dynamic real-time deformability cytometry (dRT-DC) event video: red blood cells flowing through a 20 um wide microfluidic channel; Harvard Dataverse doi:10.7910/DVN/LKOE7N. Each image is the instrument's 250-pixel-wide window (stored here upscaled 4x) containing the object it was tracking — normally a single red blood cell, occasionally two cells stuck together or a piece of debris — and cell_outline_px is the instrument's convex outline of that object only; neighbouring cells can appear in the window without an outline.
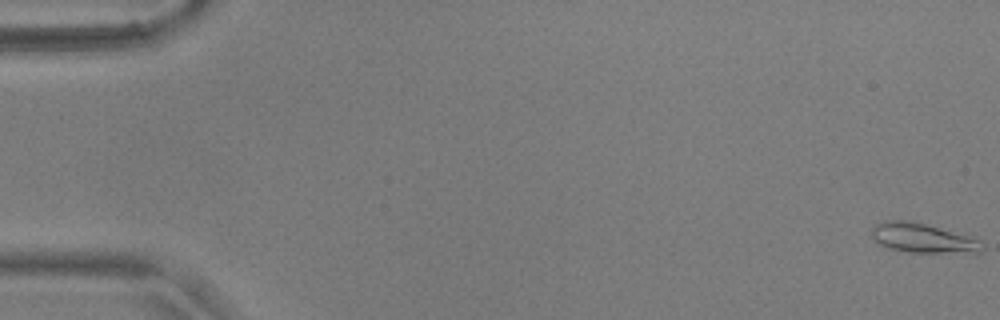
{"species": "common noctule bat (a hibernating species)", "species_latin": "Nyctalus noctula", "temperature_condition": "warm", "stored_images_in_passage": 57, "camera_frame_rate_fps": 3000, "um_per_image_px": 0.085, "animal": {"sex": "male", "body_mass_g": 17.9, "forearm_length_mm": 54.2}, "frame": {"image": 1, "passage_image": 1, "time_ms": 0.0, "image_size_px": [1000, 320], "cell_outline_px": [[984, 252], [908, 252], [888, 248], [880, 244], [872, 236], [872, 228], [880, 220], [908, 220], [924, 224], [964, 236], [976, 240], [984, 248]], "centroid_in_image_um": [78.32, 20.23], "position_along_channel_um": 6.7, "area_um2": 18.26}}
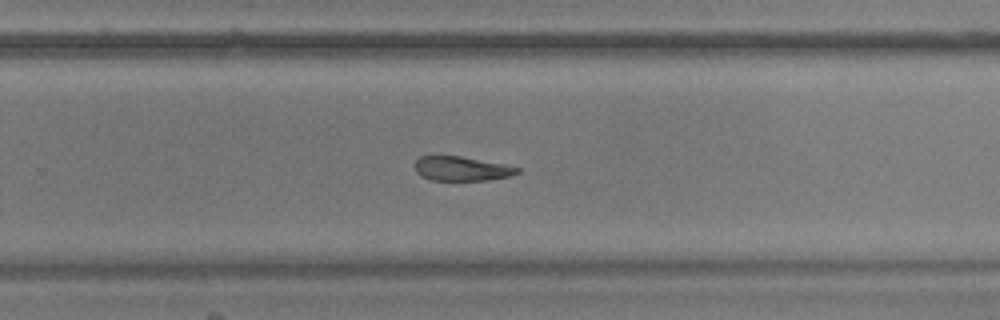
{"frame": {"image": 2, "passage_image": 37, "time_ms": 12.0, "image_size_px": [1000, 320], "cell_outline_px": [[520, 172], [512, 176], [488, 180], [428, 180], [420, 176], [416, 172], [416, 160], [420, 156], [460, 156], [504, 164], [520, 168]], "centroid_in_image_um": [39.25, 14.34], "position_along_channel_um": 290.6, "area_um2": 14.57}}
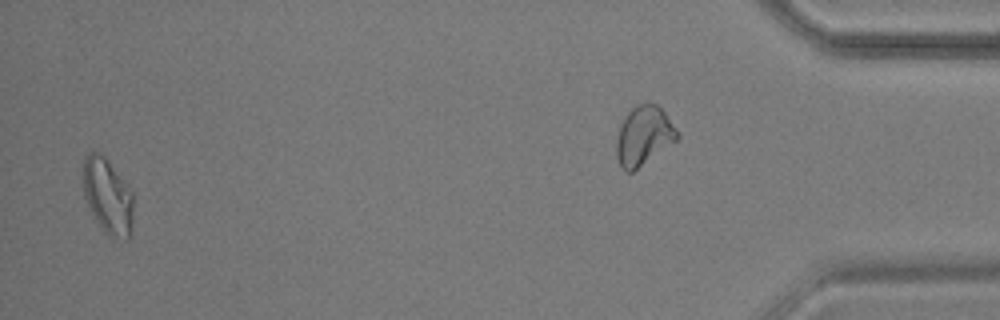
{"frame": {"image": 3, "passage_image": 55, "time_ms": 18.0, "image_size_px": [1000, 320], "cell_outline_px": [[132, 236], [128, 240], [112, 240], [104, 232], [96, 220], [84, 196], [84, 156], [88, 152], [100, 152], [104, 156], [128, 184], [132, 192]], "centroid_in_image_um": [9.19, 16.73], "position_along_channel_um": 426.0, "area_um2": 22.37}}